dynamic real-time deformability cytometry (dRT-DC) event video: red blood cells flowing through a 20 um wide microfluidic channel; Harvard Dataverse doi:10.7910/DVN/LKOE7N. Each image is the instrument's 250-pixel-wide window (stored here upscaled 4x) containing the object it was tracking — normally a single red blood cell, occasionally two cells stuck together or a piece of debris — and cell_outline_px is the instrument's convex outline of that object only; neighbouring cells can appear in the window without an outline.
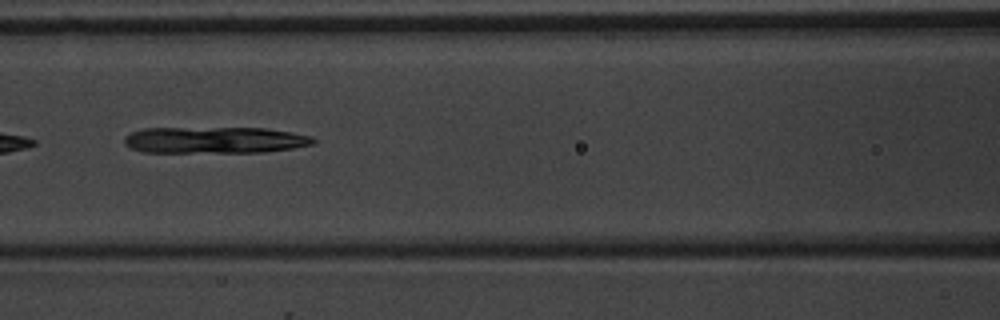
{"species": "common noctule bat (a hibernating species)", "species_latin": "Nyctalus noctula", "temperature_condition": "warm", "stored_images_in_passage": 7, "camera_frame_rate_fps": 3000, "um_per_image_px": 0.085, "animal": {"sex": "male", "body_mass_g": 20.1, "forearm_length_mm": 53.5}, "frame": {"image": 1, "passage_image": 5, "time_ms": 5.0, "image_size_px": [1000, 320], "cell_outline_px": [[316, 144], [292, 148], [264, 152], [144, 152], [128, 148], [124, 144], [124, 136], [132, 132], [144, 128], [268, 128], [312, 136], [316, 140]], "centroid_in_image_um": [18.25, 11.9], "position_along_channel_um": 148.4, "area_um2": 29.36}}
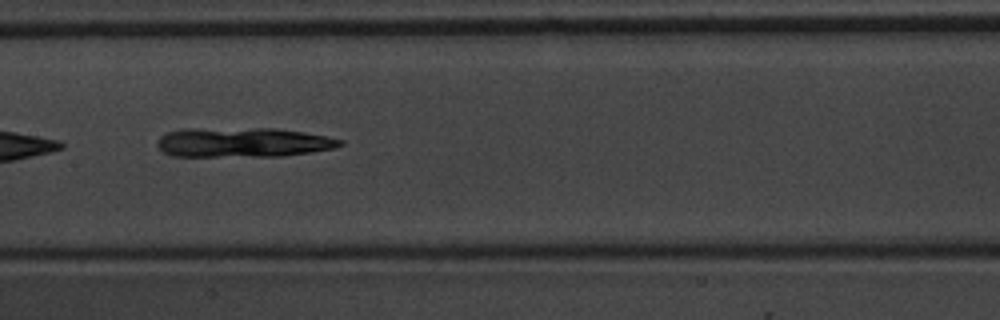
{"frame": {"image": 2, "passage_image": 6, "time_ms": 6.0, "image_size_px": [1000, 320], "cell_outline_px": [[344, 144], [336, 148], [312, 152], [280, 156], [172, 156], [164, 152], [156, 144], [156, 140], [164, 132], [184, 128], [276, 128], [304, 132], [344, 140]], "centroid_in_image_um": [20.62, 12.09], "position_along_channel_um": 186.8, "area_um2": 31.91}}
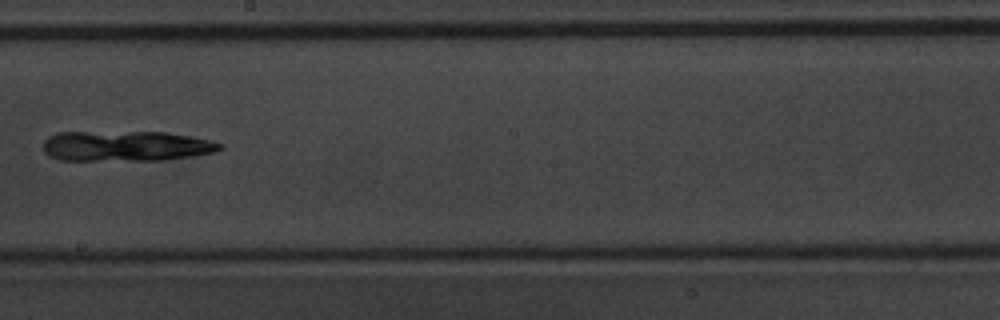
{"frame": {"image": 3, "passage_image": 7, "time_ms": 7.333, "image_size_px": [1000, 320], "cell_outline_px": [[224, 148], [216, 152], [192, 156], [164, 160], [60, 160], [48, 156], [44, 152], [44, 140], [48, 136], [56, 132], [164, 132], [188, 136], [208, 140], [224, 144]], "centroid_in_image_um": [10.69, 12.41], "position_along_channel_um": 237.5, "area_um2": 31.39}}